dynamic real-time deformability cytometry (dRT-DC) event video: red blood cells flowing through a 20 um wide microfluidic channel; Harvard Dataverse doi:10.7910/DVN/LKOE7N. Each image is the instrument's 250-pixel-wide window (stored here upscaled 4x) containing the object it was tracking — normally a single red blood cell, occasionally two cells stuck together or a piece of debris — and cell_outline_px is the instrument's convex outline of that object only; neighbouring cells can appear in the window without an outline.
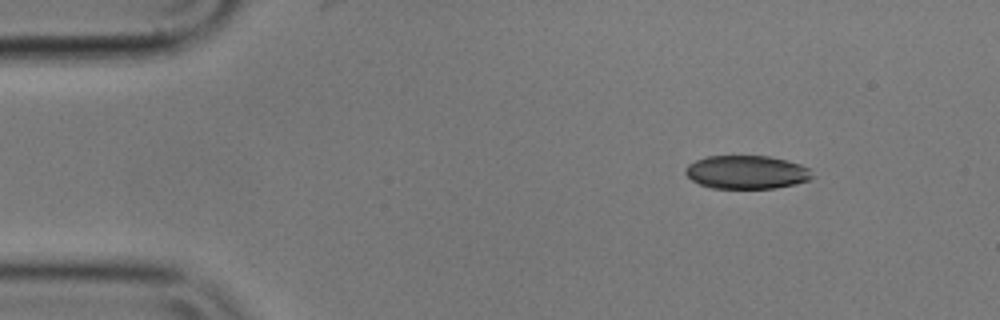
{"species": "common noctule bat (a hibernating species)", "species_latin": "Nyctalus noctula", "temperature_condition": "cold", "stored_images_in_passage": 49, "camera_frame_rate_fps": 3000, "um_per_image_px": 0.085, "animal": {"sex": "male", "body_mass_g": 17.9}, "frame": {"image": 1, "passage_image": 1, "time_ms": 0.0, "image_size_px": [1000, 320], "cell_outline_px": [[816, 176], [812, 180], [796, 184], [776, 188], [712, 188], [700, 184], [692, 180], [684, 172], [688, 164], [696, 160], [708, 156], [768, 156], [788, 160], [800, 164], [808, 168]], "centroid_in_image_um": [63.52, 14.64], "position_along_channel_um": 21.5, "area_um2": 24.85}}
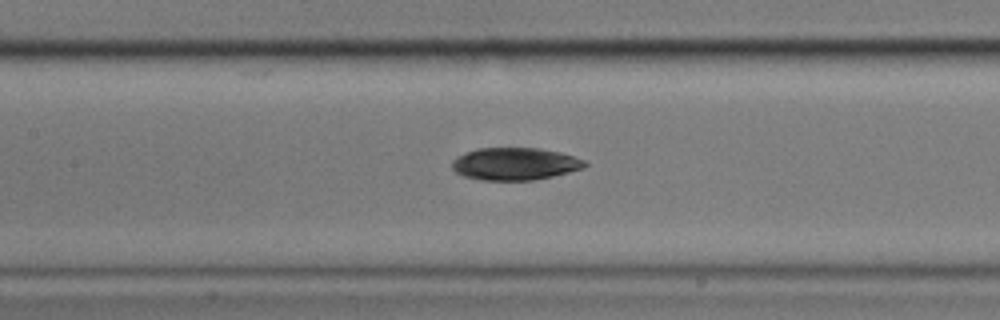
{"frame": {"image": 2, "passage_image": 19, "time_ms": 6.0, "image_size_px": [1000, 320], "cell_outline_px": [[588, 164], [584, 168], [536, 180], [480, 180], [464, 176], [456, 172], [452, 168], [452, 160], [456, 156], [480, 148], [540, 148], [560, 152], [584, 160]], "centroid_in_image_um": [43.76, 13.93], "position_along_channel_um": 163.6, "area_um2": 25.03}}
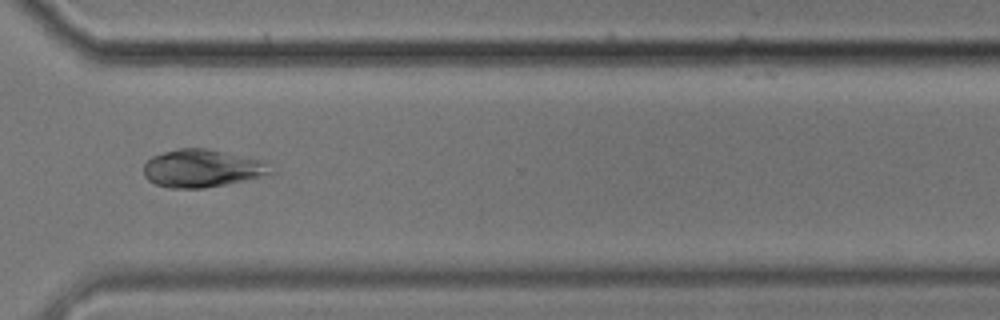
{"frame": {"image": 3, "passage_image": 35, "time_ms": 11.333, "image_size_px": [1000, 320], "cell_outline_px": [[272, 172], [244, 180], [204, 188], [168, 188], [156, 184], [148, 180], [144, 176], [144, 164], [152, 156], [176, 148], [204, 148], [224, 152], [260, 160], [268, 164]], "centroid_in_image_um": [17.09, 14.31], "position_along_channel_um": 353.5, "area_um2": 27.46}, "authors_computed_cell_mechanics": {"area_um2": 25.7788, "velocity_mm_per_s": 3.5653, "shape_relaxation_time_tau1_ms": 3.4803, "shape_relaxation_time_tau2_ms": 3.3716, "deformation_change_tau1": 0.1101, "deformation_change_tau2": 0.0654}}